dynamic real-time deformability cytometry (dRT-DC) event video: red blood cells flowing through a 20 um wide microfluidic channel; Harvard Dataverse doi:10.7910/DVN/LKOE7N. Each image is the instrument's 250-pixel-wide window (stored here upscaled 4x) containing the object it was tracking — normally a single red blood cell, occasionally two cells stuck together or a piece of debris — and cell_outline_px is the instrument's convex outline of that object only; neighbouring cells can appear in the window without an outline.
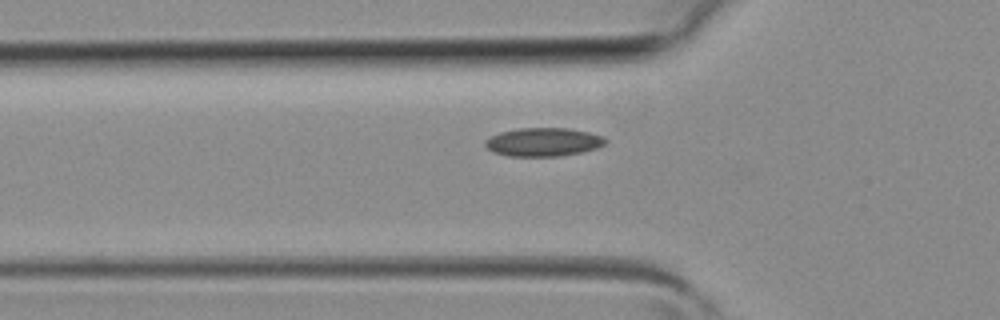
{"species": "common noctule bat (a hibernating species)", "species_latin": "Nyctalus noctula", "temperature_condition": "room temperature", "stored_images_in_passage": 3, "camera_frame_rate_fps": 3000, "um_per_image_px": 0.085, "animal": {"sex": "female", "body_mass_g": 19.3, "forearm_length_mm": 54.1}, "frame": {"image": 1, "passage_image": 3, "time_ms": 0.667, "image_size_px": [1000, 320], "cell_outline_px": [[608, 140], [604, 144], [596, 148], [580, 152], [560, 156], [508, 156], [492, 152], [484, 144], [484, 140], [500, 132], [520, 128], [568, 128], [588, 132], [604, 136]], "centroid_in_image_um": [46.17, 12.07], "position_along_channel_um": 79.6, "area_um2": 19.94}}